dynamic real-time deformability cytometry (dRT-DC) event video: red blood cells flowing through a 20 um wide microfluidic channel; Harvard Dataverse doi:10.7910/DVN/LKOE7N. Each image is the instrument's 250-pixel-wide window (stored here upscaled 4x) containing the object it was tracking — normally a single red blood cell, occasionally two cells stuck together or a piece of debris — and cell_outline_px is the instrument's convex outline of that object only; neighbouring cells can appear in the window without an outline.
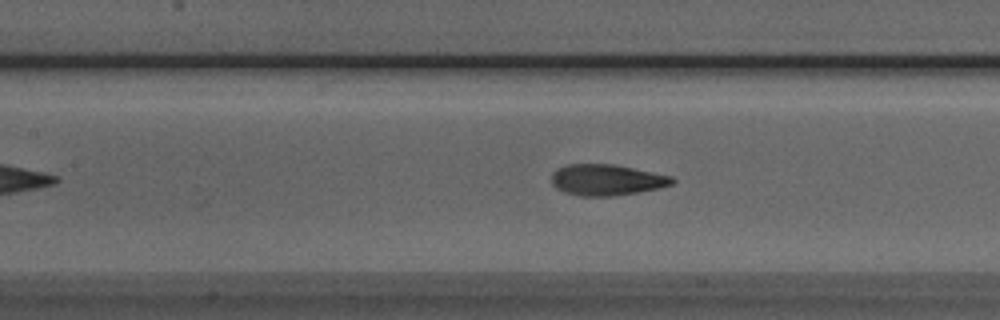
{"species": "Egyptian fruit bat (a non-hibernating species)", "species_latin": "Rousettus aegyptiacus", "temperature_condition": "room temperature", "stored_images_in_passage": 43, "camera_frame_rate_fps": 3000, "um_per_image_px": 0.085, "animal": {"sex": "male"}, "frame": {"image": 1, "passage_image": 17, "time_ms": 5.333, "image_size_px": [1000, 320], "cell_outline_px": [[676, 180], [672, 184], [660, 188], [612, 196], [580, 196], [564, 192], [556, 188], [552, 184], [552, 172], [556, 168], [568, 164], [612, 164], [672, 176]], "centroid_in_image_um": [51.53, 15.29], "position_along_channel_um": 155.9, "area_um2": 21.79}}
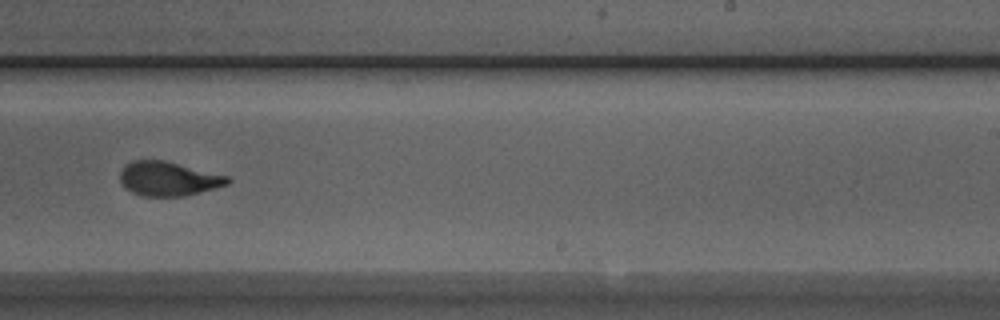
{"frame": {"image": 2, "passage_image": 26, "time_ms": 8.333, "image_size_px": [1000, 320], "cell_outline_px": [[232, 180], [228, 184], [216, 188], [184, 196], [140, 196], [124, 188], [120, 180], [120, 172], [124, 164], [132, 160], [164, 160], [228, 176]], "centroid_in_image_um": [14.28, 15.19], "position_along_channel_um": 274.7, "area_um2": 21.56}}
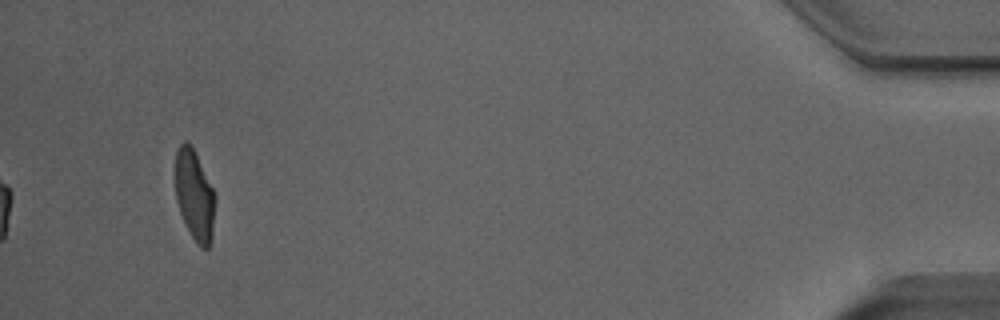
{"frame": {"image": 3, "passage_image": 43, "time_ms": 14.0, "image_size_px": [1000, 320], "cell_outline_px": [[216, 204], [212, 240], [208, 248], [200, 248], [196, 244], [180, 212], [176, 200], [176, 152], [180, 144], [184, 140], [192, 148], [216, 192]], "centroid_in_image_um": [16.58, 16.65], "position_along_channel_um": 418.6, "area_um2": 21.04}, "authors_computed_cell_mechanics": {"area_um2": 21.9062, "velocity_mm_per_s": 3.9772, "shape_relaxation_time_tau1_ms": 4.1853, "shape_relaxation_time_tau2_ms": 1.1174, "deformation_change_tau1": 0.1866, "deformation_change_tau2": 0.0801}}